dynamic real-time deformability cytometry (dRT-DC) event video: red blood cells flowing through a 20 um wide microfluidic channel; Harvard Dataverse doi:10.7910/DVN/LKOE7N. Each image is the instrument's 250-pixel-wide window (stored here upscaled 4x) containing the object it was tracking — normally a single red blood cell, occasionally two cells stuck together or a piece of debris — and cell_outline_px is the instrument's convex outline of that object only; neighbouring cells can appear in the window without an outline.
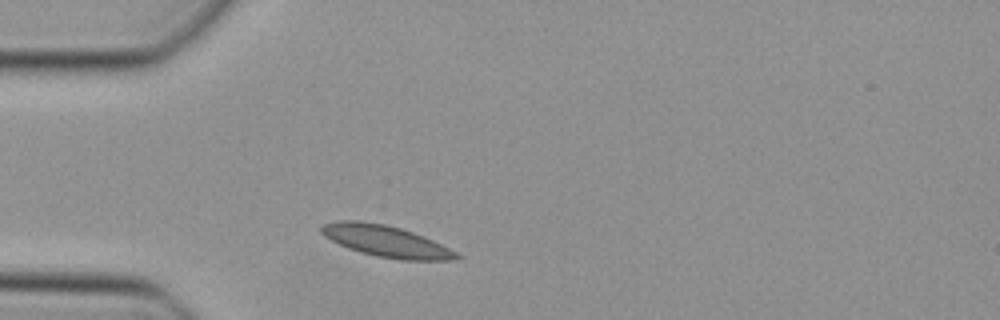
{"species": "Egyptian fruit bat (a non-hibernating species)", "species_latin": "Rousettus aegyptiacus", "temperature_condition": "cold", "stored_images_in_passage": 36, "camera_frame_rate_fps": 3000, "um_per_image_px": 0.085, "animal": {"sex": "female"}, "frame": {"image": 1, "passage_image": 1, "time_ms": 0.0, "image_size_px": [1000, 320], "cell_outline_px": [[464, 256], [460, 260], [400, 260], [376, 256], [360, 252], [348, 248], [324, 236], [320, 232], [320, 228], [324, 224], [340, 220], [360, 220], [384, 224], [400, 228], [424, 236]], "centroid_in_image_um": [32.83, 20.51], "position_along_channel_um": 52.2, "area_um2": 24.74}}
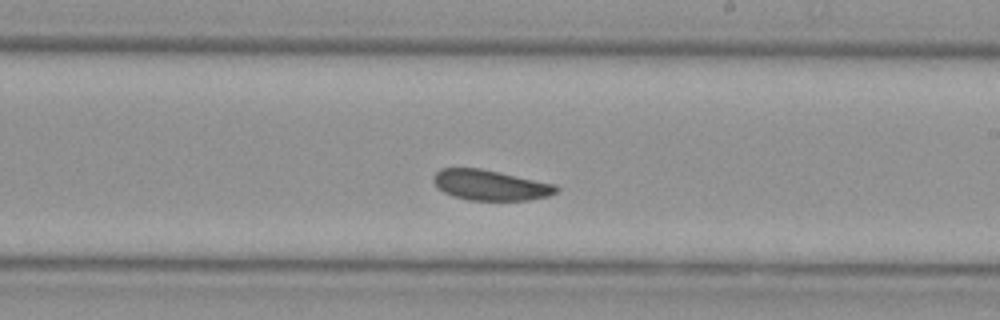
{"frame": {"image": 2, "passage_image": 16, "time_ms": 5.0, "image_size_px": [1000, 320], "cell_outline_px": [[560, 188], [556, 192], [548, 196], [528, 200], [468, 200], [452, 196], [444, 192], [432, 180], [432, 176], [440, 168], [480, 168], [556, 184]], "centroid_in_image_um": [41.68, 15.73], "position_along_channel_um": 247.3, "area_um2": 21.73}}
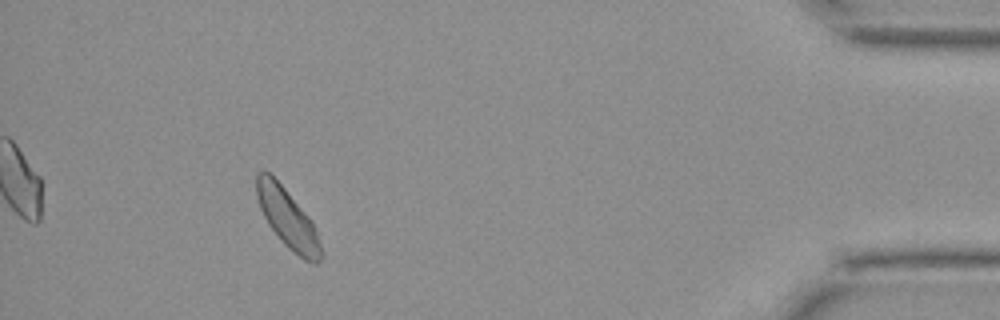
{"frame": {"image": 3, "passage_image": 32, "time_ms": 10.333, "image_size_px": [1000, 320], "cell_outline_px": [[324, 252], [320, 260], [316, 264], [312, 264], [304, 260], [292, 252], [280, 240], [268, 224], [260, 208], [256, 196], [256, 172], [268, 172], [284, 188], [308, 216], [316, 232]], "centroid_in_image_um": [24.45, 18.62], "position_along_channel_um": 410.8, "area_um2": 22.02}}